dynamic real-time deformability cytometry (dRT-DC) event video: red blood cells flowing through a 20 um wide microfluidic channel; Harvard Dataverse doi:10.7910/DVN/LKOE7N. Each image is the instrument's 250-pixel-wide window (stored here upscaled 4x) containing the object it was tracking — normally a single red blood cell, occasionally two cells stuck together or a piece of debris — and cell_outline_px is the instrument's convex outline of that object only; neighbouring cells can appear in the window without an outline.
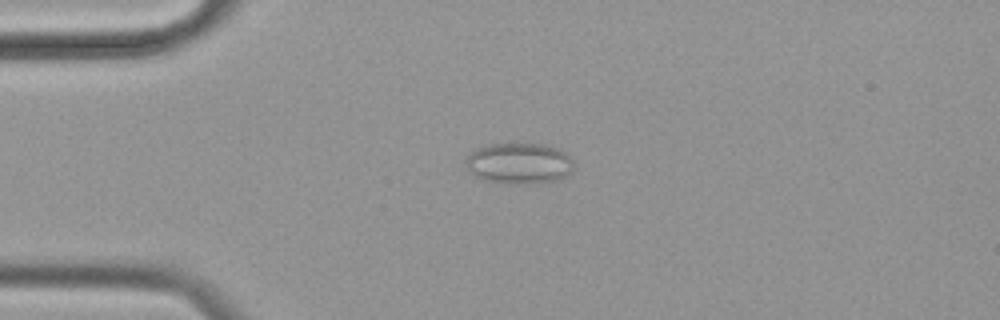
{"species": "common noctule bat (a hibernating species)", "species_latin": "Nyctalus noctula", "temperature_condition": "cold", "stored_images_in_passage": 58, "camera_frame_rate_fps": 3000, "um_per_image_px": 0.085, "animal": {"sex": "female", "body_mass_g": 19.9}, "frame": {"image": 1, "passage_image": 14, "time_ms": 4.333, "image_size_px": [1000, 320], "cell_outline_px": [[572, 172], [560, 180], [528, 184], [508, 184], [484, 180], [468, 172], [464, 160], [476, 148], [492, 144], [544, 144], [560, 148], [572, 160]], "centroid_in_image_um": [44.12, 13.9], "position_along_channel_um": 40.9, "area_um2": 26.07}}
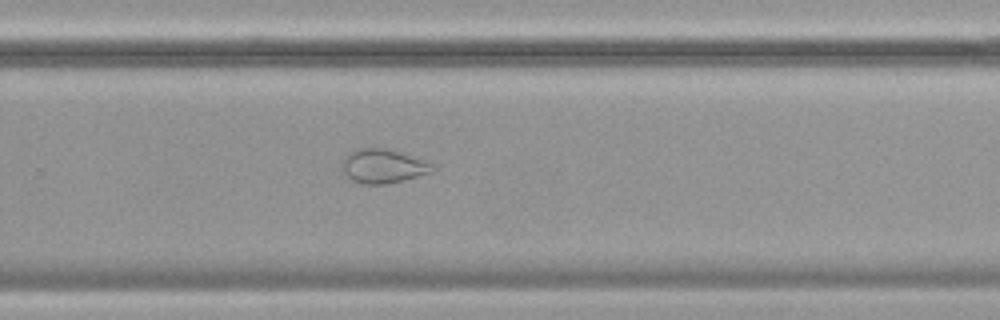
{"frame": {"image": 2, "passage_image": 38, "time_ms": 12.333, "image_size_px": [1000, 320], "cell_outline_px": [[436, 168], [432, 172], [404, 180], [388, 184], [364, 184], [352, 180], [344, 172], [344, 156], [348, 152], [356, 148], [384, 148], [400, 152], [424, 160], [432, 164]], "centroid_in_image_um": [32.58, 14.12], "position_along_channel_um": 297.2, "area_um2": 17.8}}
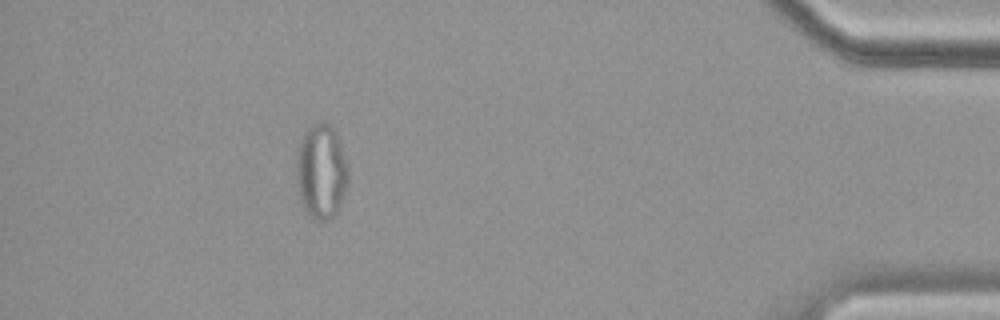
{"frame": {"image": 3, "passage_image": 52, "time_ms": 17.0, "image_size_px": [1000, 320], "cell_outline_px": [[348, 180], [340, 212], [328, 220], [316, 220], [304, 208], [296, 184], [296, 152], [300, 140], [304, 132], [312, 124], [328, 124], [336, 128], [348, 172]], "centroid_in_image_um": [27.3, 14.59], "position_along_channel_um": 407.9, "area_um2": 28.84}, "authors_computed_cell_mechanics": {"area_um2": 24.2471, "velocity_mm_per_s": 3.5084, "shape_relaxation_time_tau1_ms": null, "shape_relaxation_time_tau2_ms": 1.3702, "deformation_change_tau1": null, "deformation_change_tau2": 0.0537}}